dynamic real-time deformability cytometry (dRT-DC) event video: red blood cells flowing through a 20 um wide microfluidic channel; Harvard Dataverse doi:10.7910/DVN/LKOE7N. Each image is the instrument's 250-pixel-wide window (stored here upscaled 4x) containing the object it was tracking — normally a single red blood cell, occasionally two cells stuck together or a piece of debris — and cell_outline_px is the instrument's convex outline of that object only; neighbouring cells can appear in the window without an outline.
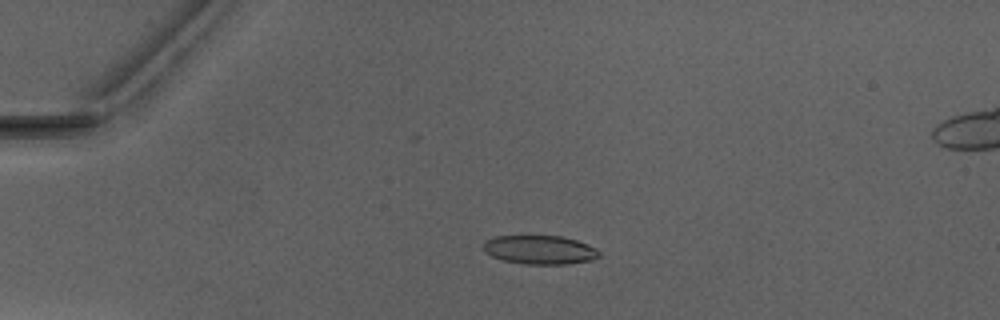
{"species": "Egyptian fruit bat (a non-hibernating species)", "species_latin": "Rousettus aegyptiacus", "temperature_condition": "warm", "stored_images_in_passage": 17, "camera_frame_rate_fps": 3000, "um_per_image_px": 0.085, "animal": {"sex": "male"}, "frame": {"image": 1, "passage_image": 13, "time_ms": 4.0, "image_size_px": [1000, 320], "cell_outline_px": [[600, 256], [592, 260], [568, 264], [524, 264], [500, 260], [484, 252], [480, 244], [484, 240], [496, 236], [560, 236], [576, 240], [588, 244], [596, 248], [600, 252]], "centroid_in_image_um": [45.84, 21.23], "position_along_channel_um": 39.2, "area_um2": 19.77}}